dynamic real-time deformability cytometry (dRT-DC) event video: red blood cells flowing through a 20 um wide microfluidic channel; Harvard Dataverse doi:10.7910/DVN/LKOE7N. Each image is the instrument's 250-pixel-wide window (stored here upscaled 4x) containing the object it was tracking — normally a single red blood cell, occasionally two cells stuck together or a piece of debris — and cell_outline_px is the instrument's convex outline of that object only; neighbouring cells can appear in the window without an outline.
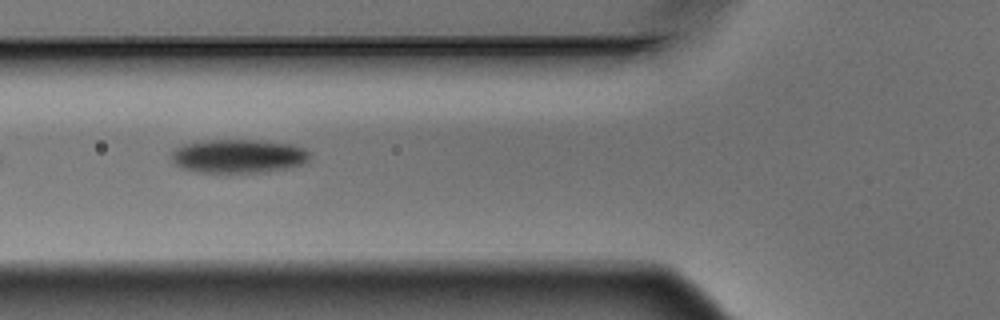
{"species": "Egyptian fruit bat (a non-hibernating species)", "species_latin": "Rousettus aegyptiacus", "temperature_condition": "warm", "stored_images_in_passage": 9, "camera_frame_rate_fps": 3000, "um_per_image_px": 0.085, "animal": {"sex": "male"}, "frame": {"image": 1, "passage_image": 6, "time_ms": 1.667, "image_size_px": [1000, 320], "cell_outline_px": [[308, 160], [304, 164], [288, 168], [268, 172], [228, 176], [196, 172], [184, 168], [176, 164], [172, 160], [172, 152], [176, 148], [184, 144], [208, 140], [260, 140], [292, 144], [304, 148], [308, 152]], "centroid_in_image_um": [20.27, 13.32], "position_along_channel_um": 105.5, "area_um2": 28.15}}
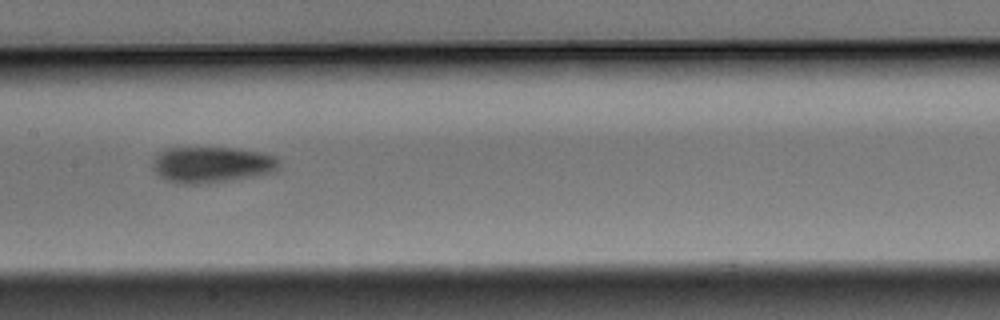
{"frame": {"image": 2, "passage_image": 8, "time_ms": 2.333, "image_size_px": [1000, 320], "cell_outline_px": [[280, 164], [276, 172], [228, 180], [200, 184], [176, 184], [164, 180], [152, 168], [152, 164], [156, 156], [164, 148], [240, 148], [260, 152], [276, 156], [280, 160]], "centroid_in_image_um": [18.01, 13.99], "position_along_channel_um": 189.4, "area_um2": 26.76}}
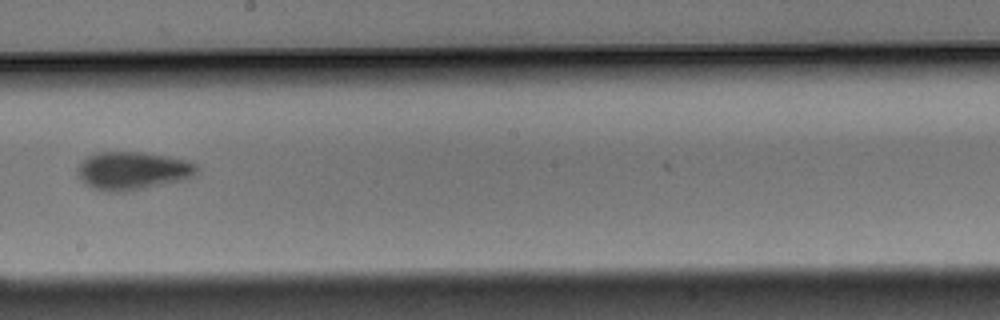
{"frame": {"image": 3, "passage_image": 9, "time_ms": 2.667, "image_size_px": [1000, 320], "cell_outline_px": [[196, 172], [192, 176], [180, 180], [124, 192], [104, 192], [92, 188], [80, 180], [76, 176], [76, 168], [88, 156], [96, 152], [144, 152], [168, 156], [184, 160], [196, 164]], "centroid_in_image_um": [11.18, 14.51], "position_along_channel_um": 237.0, "area_um2": 26.36}}